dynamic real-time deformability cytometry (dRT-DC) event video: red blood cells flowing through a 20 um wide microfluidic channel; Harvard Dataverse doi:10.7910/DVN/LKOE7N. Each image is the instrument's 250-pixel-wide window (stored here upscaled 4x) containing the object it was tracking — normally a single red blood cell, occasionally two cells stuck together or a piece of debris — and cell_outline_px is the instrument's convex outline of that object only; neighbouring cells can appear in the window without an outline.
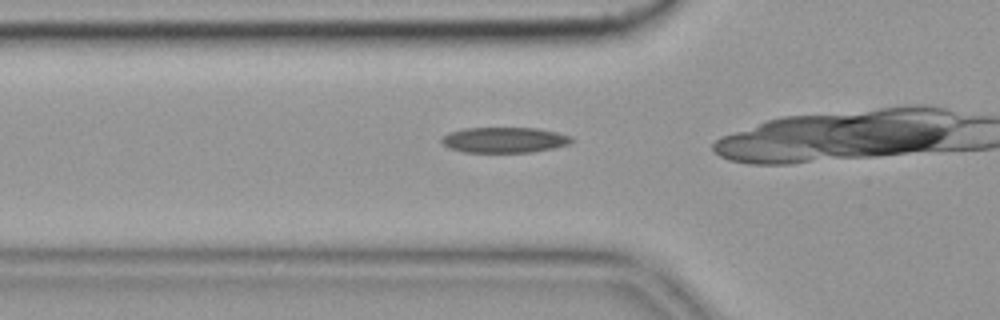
{"species": "common noctule bat (a hibernating species)", "species_latin": "Nyctalus noctula", "temperature_condition": "cold", "stored_images_in_passage": 22, "camera_frame_rate_fps": 3000, "um_per_image_px": 0.085, "animal": {"sex": "female", "body_mass_g": 19.9}, "frame": {"image": 1, "passage_image": 13, "time_ms": 4.0, "image_size_px": [1000, 320], "cell_outline_px": [[576, 140], [568, 144], [552, 148], [532, 152], [464, 152], [448, 148], [440, 140], [448, 132], [464, 128], [540, 128], [572, 136]], "centroid_in_image_um": [42.88, 11.89], "position_along_channel_um": 82.9, "area_um2": 19.42}}